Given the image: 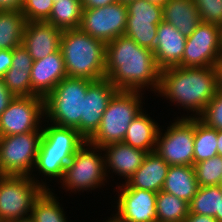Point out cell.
<instances>
[{"instance_id": "13", "label": "cell", "mask_w": 222, "mask_h": 222, "mask_svg": "<svg viewBox=\"0 0 222 222\" xmlns=\"http://www.w3.org/2000/svg\"><path fill=\"white\" fill-rule=\"evenodd\" d=\"M127 15L126 4L119 1L100 8L83 9L79 29L108 43L124 35Z\"/></svg>"}, {"instance_id": "2", "label": "cell", "mask_w": 222, "mask_h": 222, "mask_svg": "<svg viewBox=\"0 0 222 222\" xmlns=\"http://www.w3.org/2000/svg\"><path fill=\"white\" fill-rule=\"evenodd\" d=\"M217 90L215 67L177 66L160 71V86L156 96L186 111L187 115L181 118H198Z\"/></svg>"}, {"instance_id": "43", "label": "cell", "mask_w": 222, "mask_h": 222, "mask_svg": "<svg viewBox=\"0 0 222 222\" xmlns=\"http://www.w3.org/2000/svg\"><path fill=\"white\" fill-rule=\"evenodd\" d=\"M217 152L222 157V130H217Z\"/></svg>"}, {"instance_id": "10", "label": "cell", "mask_w": 222, "mask_h": 222, "mask_svg": "<svg viewBox=\"0 0 222 222\" xmlns=\"http://www.w3.org/2000/svg\"><path fill=\"white\" fill-rule=\"evenodd\" d=\"M42 130L0 137V165L6 175L31 176Z\"/></svg>"}, {"instance_id": "14", "label": "cell", "mask_w": 222, "mask_h": 222, "mask_svg": "<svg viewBox=\"0 0 222 222\" xmlns=\"http://www.w3.org/2000/svg\"><path fill=\"white\" fill-rule=\"evenodd\" d=\"M120 184V185H119ZM116 186L118 196L115 204V214L120 222H154L156 216V192L144 189L130 188L126 183Z\"/></svg>"}, {"instance_id": "20", "label": "cell", "mask_w": 222, "mask_h": 222, "mask_svg": "<svg viewBox=\"0 0 222 222\" xmlns=\"http://www.w3.org/2000/svg\"><path fill=\"white\" fill-rule=\"evenodd\" d=\"M33 58L21 44L13 49L12 65L2 79L7 89L16 97L36 96L31 91Z\"/></svg>"}, {"instance_id": "6", "label": "cell", "mask_w": 222, "mask_h": 222, "mask_svg": "<svg viewBox=\"0 0 222 222\" xmlns=\"http://www.w3.org/2000/svg\"><path fill=\"white\" fill-rule=\"evenodd\" d=\"M144 93L118 90L110 99L98 130L88 140L97 147L123 142L133 119L144 109Z\"/></svg>"}, {"instance_id": "49", "label": "cell", "mask_w": 222, "mask_h": 222, "mask_svg": "<svg viewBox=\"0 0 222 222\" xmlns=\"http://www.w3.org/2000/svg\"><path fill=\"white\" fill-rule=\"evenodd\" d=\"M119 2L123 3V4H127L131 1H135V0H118Z\"/></svg>"}, {"instance_id": "41", "label": "cell", "mask_w": 222, "mask_h": 222, "mask_svg": "<svg viewBox=\"0 0 222 222\" xmlns=\"http://www.w3.org/2000/svg\"><path fill=\"white\" fill-rule=\"evenodd\" d=\"M183 222H217L214 217L189 213Z\"/></svg>"}, {"instance_id": "31", "label": "cell", "mask_w": 222, "mask_h": 222, "mask_svg": "<svg viewBox=\"0 0 222 222\" xmlns=\"http://www.w3.org/2000/svg\"><path fill=\"white\" fill-rule=\"evenodd\" d=\"M159 23L143 20H127L124 35L130 37L139 46L154 50L157 38V26Z\"/></svg>"}, {"instance_id": "12", "label": "cell", "mask_w": 222, "mask_h": 222, "mask_svg": "<svg viewBox=\"0 0 222 222\" xmlns=\"http://www.w3.org/2000/svg\"><path fill=\"white\" fill-rule=\"evenodd\" d=\"M44 98L14 97L0 115V137L42 130Z\"/></svg>"}, {"instance_id": "1", "label": "cell", "mask_w": 222, "mask_h": 222, "mask_svg": "<svg viewBox=\"0 0 222 222\" xmlns=\"http://www.w3.org/2000/svg\"><path fill=\"white\" fill-rule=\"evenodd\" d=\"M160 71L153 51L130 37L121 35L106 43L105 78L118 90L144 93L150 89L156 95Z\"/></svg>"}, {"instance_id": "48", "label": "cell", "mask_w": 222, "mask_h": 222, "mask_svg": "<svg viewBox=\"0 0 222 222\" xmlns=\"http://www.w3.org/2000/svg\"><path fill=\"white\" fill-rule=\"evenodd\" d=\"M6 176V174L4 173V171L2 170V167L0 165V178Z\"/></svg>"}, {"instance_id": "7", "label": "cell", "mask_w": 222, "mask_h": 222, "mask_svg": "<svg viewBox=\"0 0 222 222\" xmlns=\"http://www.w3.org/2000/svg\"><path fill=\"white\" fill-rule=\"evenodd\" d=\"M102 147L86 141L67 164L60 188L71 194L104 188L109 182ZM103 186V187H102Z\"/></svg>"}, {"instance_id": "21", "label": "cell", "mask_w": 222, "mask_h": 222, "mask_svg": "<svg viewBox=\"0 0 222 222\" xmlns=\"http://www.w3.org/2000/svg\"><path fill=\"white\" fill-rule=\"evenodd\" d=\"M170 165L156 152H148L142 165L127 180L130 188L158 193L162 190Z\"/></svg>"}, {"instance_id": "3", "label": "cell", "mask_w": 222, "mask_h": 222, "mask_svg": "<svg viewBox=\"0 0 222 222\" xmlns=\"http://www.w3.org/2000/svg\"><path fill=\"white\" fill-rule=\"evenodd\" d=\"M85 142L75 128L61 127L43 121L40 147L30 177L45 190H50L47 180L51 183L53 179L60 184L67 164ZM38 175L43 177L40 179L41 182L37 179Z\"/></svg>"}, {"instance_id": "18", "label": "cell", "mask_w": 222, "mask_h": 222, "mask_svg": "<svg viewBox=\"0 0 222 222\" xmlns=\"http://www.w3.org/2000/svg\"><path fill=\"white\" fill-rule=\"evenodd\" d=\"M186 39L187 38L170 23L162 21L158 24L153 54L156 65L160 70L177 67L181 63L186 46Z\"/></svg>"}, {"instance_id": "42", "label": "cell", "mask_w": 222, "mask_h": 222, "mask_svg": "<svg viewBox=\"0 0 222 222\" xmlns=\"http://www.w3.org/2000/svg\"><path fill=\"white\" fill-rule=\"evenodd\" d=\"M216 74H217V87L218 90L222 91V60L215 65Z\"/></svg>"}, {"instance_id": "44", "label": "cell", "mask_w": 222, "mask_h": 222, "mask_svg": "<svg viewBox=\"0 0 222 222\" xmlns=\"http://www.w3.org/2000/svg\"><path fill=\"white\" fill-rule=\"evenodd\" d=\"M9 222H35L34 219L31 216L25 217V218H21V219H16V220H12Z\"/></svg>"}, {"instance_id": "37", "label": "cell", "mask_w": 222, "mask_h": 222, "mask_svg": "<svg viewBox=\"0 0 222 222\" xmlns=\"http://www.w3.org/2000/svg\"><path fill=\"white\" fill-rule=\"evenodd\" d=\"M13 50H0V78L9 70L12 65Z\"/></svg>"}, {"instance_id": "15", "label": "cell", "mask_w": 222, "mask_h": 222, "mask_svg": "<svg viewBox=\"0 0 222 222\" xmlns=\"http://www.w3.org/2000/svg\"><path fill=\"white\" fill-rule=\"evenodd\" d=\"M118 89L107 78L93 81L88 87L81 115V136L88 141L98 130L104 111Z\"/></svg>"}, {"instance_id": "34", "label": "cell", "mask_w": 222, "mask_h": 222, "mask_svg": "<svg viewBox=\"0 0 222 222\" xmlns=\"http://www.w3.org/2000/svg\"><path fill=\"white\" fill-rule=\"evenodd\" d=\"M53 5V0H25L21 13L25 17L26 22H45L51 15Z\"/></svg>"}, {"instance_id": "19", "label": "cell", "mask_w": 222, "mask_h": 222, "mask_svg": "<svg viewBox=\"0 0 222 222\" xmlns=\"http://www.w3.org/2000/svg\"><path fill=\"white\" fill-rule=\"evenodd\" d=\"M31 91L45 98L53 88L67 77L61 50L33 61L31 68Z\"/></svg>"}, {"instance_id": "33", "label": "cell", "mask_w": 222, "mask_h": 222, "mask_svg": "<svg viewBox=\"0 0 222 222\" xmlns=\"http://www.w3.org/2000/svg\"><path fill=\"white\" fill-rule=\"evenodd\" d=\"M127 20L151 21L161 23L163 21L162 6L147 0H135L126 4Z\"/></svg>"}, {"instance_id": "30", "label": "cell", "mask_w": 222, "mask_h": 222, "mask_svg": "<svg viewBox=\"0 0 222 222\" xmlns=\"http://www.w3.org/2000/svg\"><path fill=\"white\" fill-rule=\"evenodd\" d=\"M222 193L218 185L216 186H199L196 195L191 199L189 204V213L207 215L216 217L220 213Z\"/></svg>"}, {"instance_id": "5", "label": "cell", "mask_w": 222, "mask_h": 222, "mask_svg": "<svg viewBox=\"0 0 222 222\" xmlns=\"http://www.w3.org/2000/svg\"><path fill=\"white\" fill-rule=\"evenodd\" d=\"M93 81L66 77L44 98V121L75 128L81 135V115L87 87ZM46 119V120H45Z\"/></svg>"}, {"instance_id": "36", "label": "cell", "mask_w": 222, "mask_h": 222, "mask_svg": "<svg viewBox=\"0 0 222 222\" xmlns=\"http://www.w3.org/2000/svg\"><path fill=\"white\" fill-rule=\"evenodd\" d=\"M201 22L222 24V0H193Z\"/></svg>"}, {"instance_id": "40", "label": "cell", "mask_w": 222, "mask_h": 222, "mask_svg": "<svg viewBox=\"0 0 222 222\" xmlns=\"http://www.w3.org/2000/svg\"><path fill=\"white\" fill-rule=\"evenodd\" d=\"M118 0H81L83 9L100 8L116 3Z\"/></svg>"}, {"instance_id": "29", "label": "cell", "mask_w": 222, "mask_h": 222, "mask_svg": "<svg viewBox=\"0 0 222 222\" xmlns=\"http://www.w3.org/2000/svg\"><path fill=\"white\" fill-rule=\"evenodd\" d=\"M218 155L217 130L195 118L194 164Z\"/></svg>"}, {"instance_id": "8", "label": "cell", "mask_w": 222, "mask_h": 222, "mask_svg": "<svg viewBox=\"0 0 222 222\" xmlns=\"http://www.w3.org/2000/svg\"><path fill=\"white\" fill-rule=\"evenodd\" d=\"M45 191L30 176L0 178V222L31 216L35 201Z\"/></svg>"}, {"instance_id": "9", "label": "cell", "mask_w": 222, "mask_h": 222, "mask_svg": "<svg viewBox=\"0 0 222 222\" xmlns=\"http://www.w3.org/2000/svg\"><path fill=\"white\" fill-rule=\"evenodd\" d=\"M176 118L173 119L174 122L171 121L166 130L161 129L160 126L155 151L170 166H193L195 118H181L180 116Z\"/></svg>"}, {"instance_id": "22", "label": "cell", "mask_w": 222, "mask_h": 222, "mask_svg": "<svg viewBox=\"0 0 222 222\" xmlns=\"http://www.w3.org/2000/svg\"><path fill=\"white\" fill-rule=\"evenodd\" d=\"M147 113L144 107L133 119L127 129L123 142L148 153L155 151L160 124Z\"/></svg>"}, {"instance_id": "45", "label": "cell", "mask_w": 222, "mask_h": 222, "mask_svg": "<svg viewBox=\"0 0 222 222\" xmlns=\"http://www.w3.org/2000/svg\"><path fill=\"white\" fill-rule=\"evenodd\" d=\"M151 3H155V4H158V5H161L163 6L165 3H167L169 0H147Z\"/></svg>"}, {"instance_id": "46", "label": "cell", "mask_w": 222, "mask_h": 222, "mask_svg": "<svg viewBox=\"0 0 222 222\" xmlns=\"http://www.w3.org/2000/svg\"><path fill=\"white\" fill-rule=\"evenodd\" d=\"M215 219L217 220V222H222V201L220 206V213H216Z\"/></svg>"}, {"instance_id": "38", "label": "cell", "mask_w": 222, "mask_h": 222, "mask_svg": "<svg viewBox=\"0 0 222 222\" xmlns=\"http://www.w3.org/2000/svg\"><path fill=\"white\" fill-rule=\"evenodd\" d=\"M15 96L4 85L3 79L0 78V115L8 107L10 101Z\"/></svg>"}, {"instance_id": "17", "label": "cell", "mask_w": 222, "mask_h": 222, "mask_svg": "<svg viewBox=\"0 0 222 222\" xmlns=\"http://www.w3.org/2000/svg\"><path fill=\"white\" fill-rule=\"evenodd\" d=\"M105 157V169L109 180L110 174L121 177L126 183L127 180L142 165L147 152L134 148L124 142H115L102 147ZM112 171V172H110Z\"/></svg>"}, {"instance_id": "47", "label": "cell", "mask_w": 222, "mask_h": 222, "mask_svg": "<svg viewBox=\"0 0 222 222\" xmlns=\"http://www.w3.org/2000/svg\"><path fill=\"white\" fill-rule=\"evenodd\" d=\"M111 216L108 217V219H106V221H104V219H103V222H120L113 214H111Z\"/></svg>"}, {"instance_id": "28", "label": "cell", "mask_w": 222, "mask_h": 222, "mask_svg": "<svg viewBox=\"0 0 222 222\" xmlns=\"http://www.w3.org/2000/svg\"><path fill=\"white\" fill-rule=\"evenodd\" d=\"M189 214V204L183 199L159 191L156 196V216L160 222H183Z\"/></svg>"}, {"instance_id": "50", "label": "cell", "mask_w": 222, "mask_h": 222, "mask_svg": "<svg viewBox=\"0 0 222 222\" xmlns=\"http://www.w3.org/2000/svg\"><path fill=\"white\" fill-rule=\"evenodd\" d=\"M219 188H220V191H221V193H222V181L219 183Z\"/></svg>"}, {"instance_id": "27", "label": "cell", "mask_w": 222, "mask_h": 222, "mask_svg": "<svg viewBox=\"0 0 222 222\" xmlns=\"http://www.w3.org/2000/svg\"><path fill=\"white\" fill-rule=\"evenodd\" d=\"M81 0H60L54 3L46 21L61 30L78 29L82 18Z\"/></svg>"}, {"instance_id": "26", "label": "cell", "mask_w": 222, "mask_h": 222, "mask_svg": "<svg viewBox=\"0 0 222 222\" xmlns=\"http://www.w3.org/2000/svg\"><path fill=\"white\" fill-rule=\"evenodd\" d=\"M53 188L45 190L35 201L31 217L35 222H68L66 212ZM58 197V198H57Z\"/></svg>"}, {"instance_id": "32", "label": "cell", "mask_w": 222, "mask_h": 222, "mask_svg": "<svg viewBox=\"0 0 222 222\" xmlns=\"http://www.w3.org/2000/svg\"><path fill=\"white\" fill-rule=\"evenodd\" d=\"M199 186H216L222 181V157L216 155L193 165Z\"/></svg>"}, {"instance_id": "39", "label": "cell", "mask_w": 222, "mask_h": 222, "mask_svg": "<svg viewBox=\"0 0 222 222\" xmlns=\"http://www.w3.org/2000/svg\"><path fill=\"white\" fill-rule=\"evenodd\" d=\"M25 0H0V11H18L21 12Z\"/></svg>"}, {"instance_id": "25", "label": "cell", "mask_w": 222, "mask_h": 222, "mask_svg": "<svg viewBox=\"0 0 222 222\" xmlns=\"http://www.w3.org/2000/svg\"><path fill=\"white\" fill-rule=\"evenodd\" d=\"M25 24L21 12L0 11V50H13L22 44Z\"/></svg>"}, {"instance_id": "16", "label": "cell", "mask_w": 222, "mask_h": 222, "mask_svg": "<svg viewBox=\"0 0 222 222\" xmlns=\"http://www.w3.org/2000/svg\"><path fill=\"white\" fill-rule=\"evenodd\" d=\"M63 30L48 22L28 21L25 24L22 45L34 61L60 50Z\"/></svg>"}, {"instance_id": "35", "label": "cell", "mask_w": 222, "mask_h": 222, "mask_svg": "<svg viewBox=\"0 0 222 222\" xmlns=\"http://www.w3.org/2000/svg\"><path fill=\"white\" fill-rule=\"evenodd\" d=\"M198 118L208 127L222 130V91L217 90Z\"/></svg>"}, {"instance_id": "4", "label": "cell", "mask_w": 222, "mask_h": 222, "mask_svg": "<svg viewBox=\"0 0 222 222\" xmlns=\"http://www.w3.org/2000/svg\"><path fill=\"white\" fill-rule=\"evenodd\" d=\"M60 50L68 77L105 78L106 43L78 29L63 30Z\"/></svg>"}, {"instance_id": "11", "label": "cell", "mask_w": 222, "mask_h": 222, "mask_svg": "<svg viewBox=\"0 0 222 222\" xmlns=\"http://www.w3.org/2000/svg\"><path fill=\"white\" fill-rule=\"evenodd\" d=\"M222 54L220 25L200 22L187 37L179 67H215Z\"/></svg>"}, {"instance_id": "24", "label": "cell", "mask_w": 222, "mask_h": 222, "mask_svg": "<svg viewBox=\"0 0 222 222\" xmlns=\"http://www.w3.org/2000/svg\"><path fill=\"white\" fill-rule=\"evenodd\" d=\"M199 188L194 166H170L162 191L175 195L187 203L196 195Z\"/></svg>"}, {"instance_id": "51", "label": "cell", "mask_w": 222, "mask_h": 222, "mask_svg": "<svg viewBox=\"0 0 222 222\" xmlns=\"http://www.w3.org/2000/svg\"><path fill=\"white\" fill-rule=\"evenodd\" d=\"M220 30H221V39H222V24L220 25Z\"/></svg>"}, {"instance_id": "23", "label": "cell", "mask_w": 222, "mask_h": 222, "mask_svg": "<svg viewBox=\"0 0 222 222\" xmlns=\"http://www.w3.org/2000/svg\"><path fill=\"white\" fill-rule=\"evenodd\" d=\"M162 11L163 21L173 25L186 38L201 22L193 0H169L162 6Z\"/></svg>"}]
</instances>
